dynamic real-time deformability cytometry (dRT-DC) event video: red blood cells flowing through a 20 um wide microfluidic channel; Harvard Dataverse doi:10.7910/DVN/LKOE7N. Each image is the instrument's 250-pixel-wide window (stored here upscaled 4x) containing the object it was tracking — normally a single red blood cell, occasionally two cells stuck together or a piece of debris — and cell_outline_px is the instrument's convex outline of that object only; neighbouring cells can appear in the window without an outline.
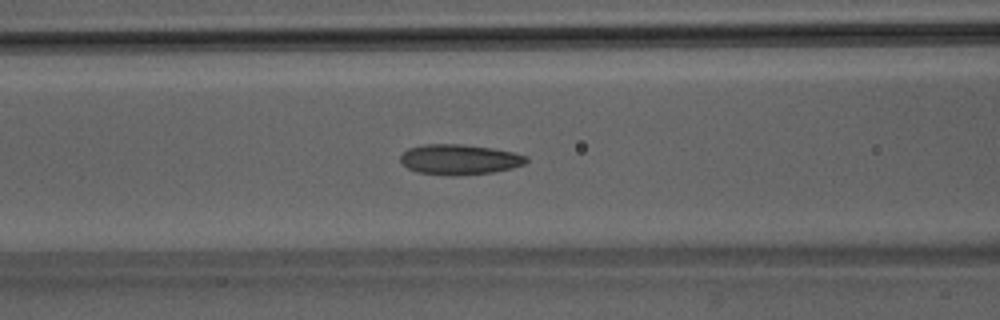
{"species": "Egyptian fruit bat (a non-hibernating species)", "species_latin": "Rousettus aegyptiacus", "temperature_condition": "room temperature", "stored_images_in_passage": 52, "segment_of_instrument_passage": [1, 2], "camera_frame_rate_fps": 3000, "um_per_image_px": 0.085, "animal": {"sex": "male"}, "frame": {"image": 1, "passage_image": 21, "time_ms": 6.667, "image_size_px": [1000, 320], "cell_outline_px": [[528, 160], [524, 164], [512, 168], [492, 172], [456, 176], [452, 176], [416, 172], [408, 168], [400, 160], [400, 156], [408, 148], [424, 144], [460, 144], [492, 148], [512, 152], [528, 156]], "centroid_in_image_um": [39.04, 13.56], "position_along_channel_um": 127.6, "area_um2": 22.2}}
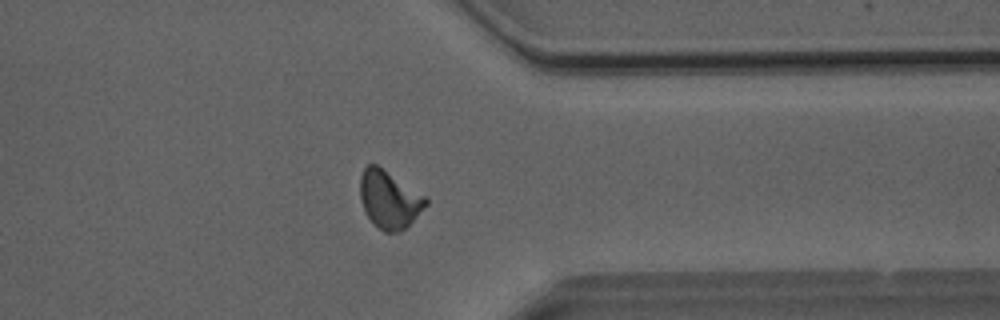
{"frame": {"image": 2, "passage_image": 40, "time_ms": 13.0, "image_size_px": [1000, 320], "cell_outline_px": [[428, 204], [400, 232], [384, 232], [368, 216], [360, 200], [360, 176], [364, 168], [368, 164], [376, 164], [424, 196], [428, 200]], "centroid_in_image_um": [33.06, 16.94], "position_along_channel_um": 378.3, "area_um2": 21.44}}
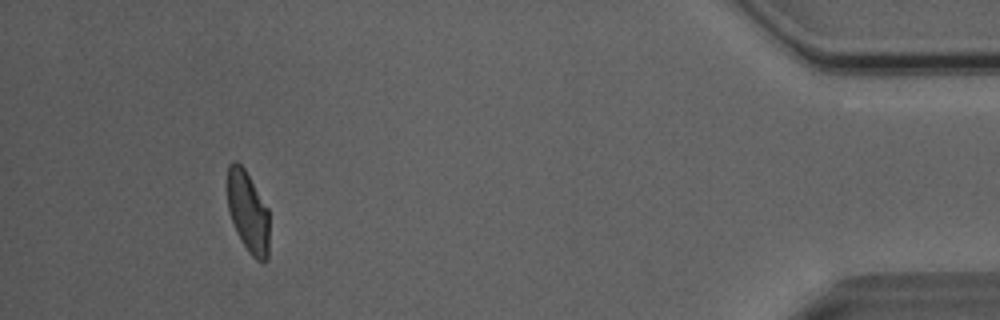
{"frame": {"image": 3, "passage_image": 47, "time_ms": 15.333, "image_size_px": [1000, 320], "cell_outline_px": [[268, 260], [256, 260], [248, 252], [240, 240], [228, 212], [228, 164], [232, 160], [236, 160], [244, 168], [268, 208]], "centroid_in_image_um": [21.07, 18.01], "position_along_channel_um": 414.1, "area_um2": 19.77}}